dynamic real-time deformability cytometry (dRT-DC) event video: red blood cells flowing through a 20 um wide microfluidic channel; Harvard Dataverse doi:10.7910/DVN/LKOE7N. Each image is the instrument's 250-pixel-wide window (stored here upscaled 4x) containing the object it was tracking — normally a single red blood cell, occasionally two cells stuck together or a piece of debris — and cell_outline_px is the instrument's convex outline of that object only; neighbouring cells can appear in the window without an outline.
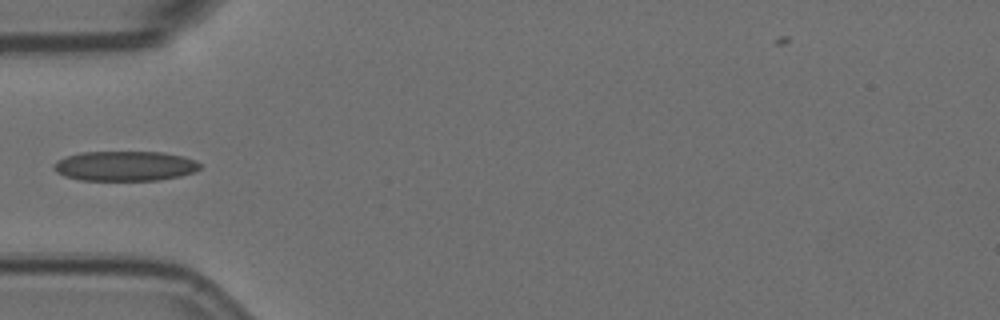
{"species": "Egyptian fruit bat (a non-hibernating species)", "species_latin": "Rousettus aegyptiacus", "temperature_condition": "room temperature", "stored_images_in_passage": 5, "camera_frame_rate_fps": 3000, "um_per_image_px": 0.085, "animal": {"sex": "female"}, "frame": {"image": 1, "passage_image": 5, "time_ms": 1.333, "image_size_px": [1000, 320], "cell_outline_px": [[200, 168], [196, 172], [180, 176], [156, 180], [80, 180], [64, 176], [56, 172], [52, 168], [52, 164], [56, 160], [80, 152], [164, 152], [184, 156], [196, 160], [200, 164]], "centroid_in_image_um": [10.61, 14.11], "position_along_channel_um": 74.4, "area_um2": 25.66}}